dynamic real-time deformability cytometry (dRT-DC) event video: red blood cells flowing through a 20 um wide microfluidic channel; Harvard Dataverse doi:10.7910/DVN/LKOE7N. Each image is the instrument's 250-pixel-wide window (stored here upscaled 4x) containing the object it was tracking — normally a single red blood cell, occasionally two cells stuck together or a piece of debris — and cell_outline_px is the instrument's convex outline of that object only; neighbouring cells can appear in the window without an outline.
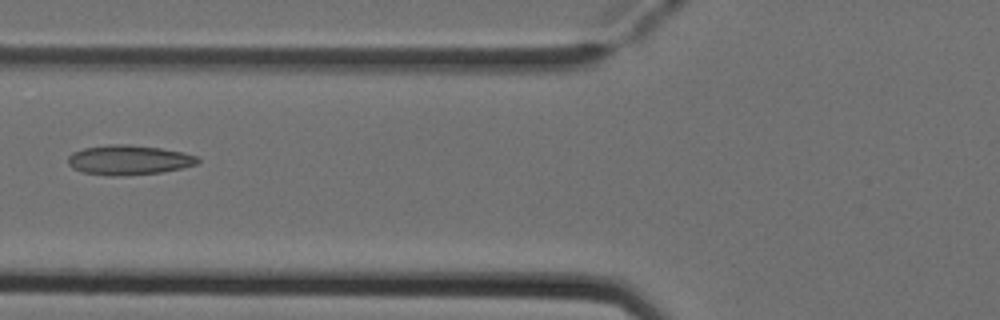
{"species": "Egyptian fruit bat (a non-hibernating species)", "species_latin": "Rousettus aegyptiacus", "temperature_condition": "cold", "stored_images_in_passage": 6, "camera_frame_rate_fps": 3000, "um_per_image_px": 0.085, "animal": {"sex": "female"}, "frame": {"image": 1, "passage_image": 6, "time_ms": 1.667, "image_size_px": [1000, 320], "cell_outline_px": [[200, 160], [196, 164], [180, 168], [160, 172], [116, 176], [108, 176], [84, 172], [72, 168], [68, 164], [68, 156], [72, 152], [84, 148], [108, 144], [128, 144], [160, 148], [184, 152], [196, 156]], "centroid_in_image_um": [10.91, 13.59], "position_along_channel_um": 114.9, "area_um2": 22.37}}